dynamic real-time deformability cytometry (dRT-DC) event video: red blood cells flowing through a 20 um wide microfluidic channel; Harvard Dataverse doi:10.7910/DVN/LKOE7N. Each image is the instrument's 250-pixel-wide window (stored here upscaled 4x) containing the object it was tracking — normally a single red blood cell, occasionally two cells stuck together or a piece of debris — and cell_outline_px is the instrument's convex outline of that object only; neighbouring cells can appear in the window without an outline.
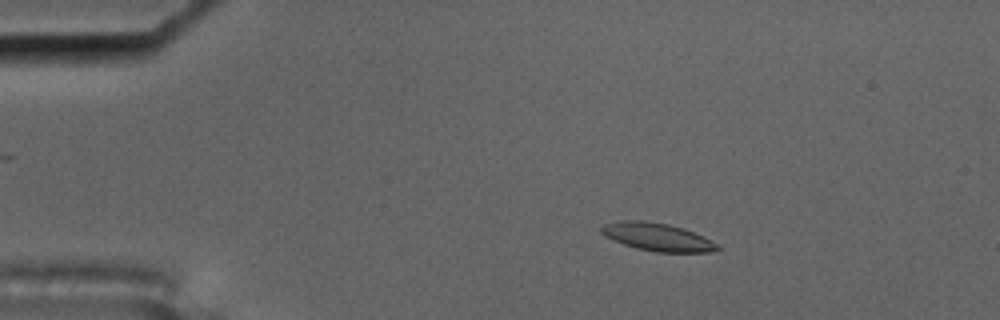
{"species": "common noctule bat (a hibernating species)", "species_latin": "Nyctalus noctula", "temperature_condition": "cold", "stored_images_in_passage": 57, "camera_frame_rate_fps": 3000, "um_per_image_px": 0.085, "animal": {"sex": "male", "body_mass_g": 17.5, "forearm_length_mm": 52.3}, "frame": {"image": 1, "passage_image": 10, "time_ms": 3.0, "image_size_px": [1000, 320], "cell_outline_px": [[720, 248], [712, 252], [656, 252], [636, 248], [624, 244], [604, 236], [600, 232], [600, 228], [604, 224], [620, 220], [644, 220], [668, 224], [684, 228], [704, 236], [712, 240]], "centroid_in_image_um": [55.86, 20.13], "position_along_channel_um": 29.1, "area_um2": 18.96}}
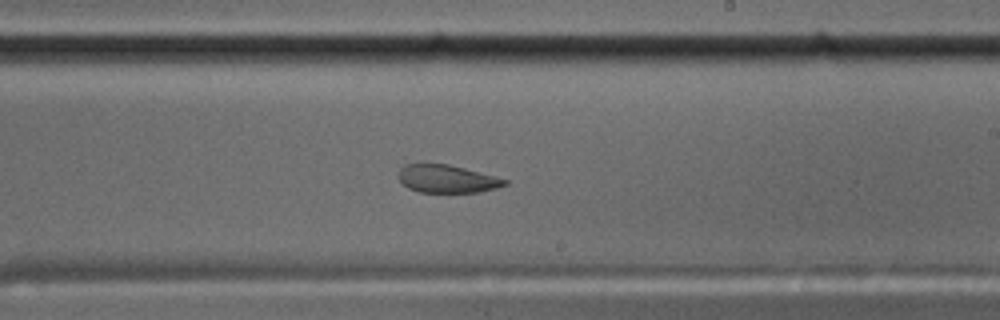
{"frame": {"image": 2, "passage_image": 34, "time_ms": 11.0, "image_size_px": [1000, 320], "cell_outline_px": [[508, 184], [496, 188], [476, 192], [420, 192], [408, 188], [400, 180], [400, 168], [404, 164], [420, 160], [448, 164], [464, 168], [508, 180]], "centroid_in_image_um": [37.92, 15.15], "position_along_channel_um": 251.1, "area_um2": 17.57}}
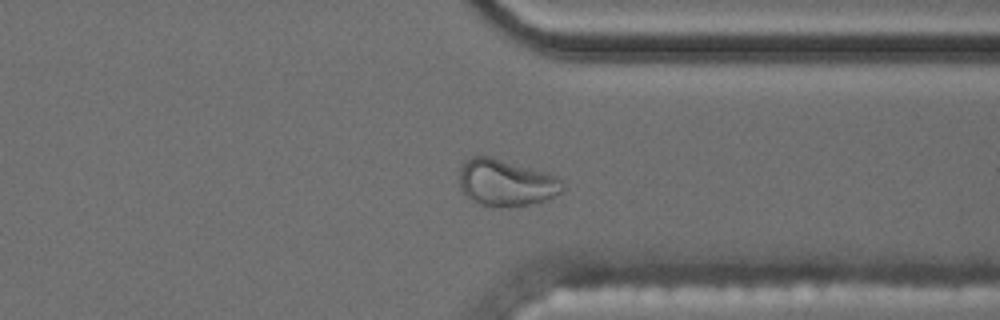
{"frame": {"image": 3, "passage_image": 44, "time_ms": 14.333, "image_size_px": [1000, 320], "cell_outline_px": [[564, 188], [560, 192], [544, 200], [528, 204], [500, 208], [492, 208], [476, 204], [464, 196], [460, 188], [460, 168], [464, 160], [472, 156], [488, 156], [548, 172], [564, 180]], "centroid_in_image_um": [42.97, 15.54], "position_along_channel_um": 368.4, "area_um2": 28.55}, "authors_computed_cell_mechanics": {"area_um2": 19.0162, "velocity_mm_per_s": 3.5238, "shape_relaxation_time_tau1_ms": null, "shape_relaxation_time_tau2_ms": 1.28, "deformation_change_tau1": null, "deformation_change_tau2": 0.0737}}